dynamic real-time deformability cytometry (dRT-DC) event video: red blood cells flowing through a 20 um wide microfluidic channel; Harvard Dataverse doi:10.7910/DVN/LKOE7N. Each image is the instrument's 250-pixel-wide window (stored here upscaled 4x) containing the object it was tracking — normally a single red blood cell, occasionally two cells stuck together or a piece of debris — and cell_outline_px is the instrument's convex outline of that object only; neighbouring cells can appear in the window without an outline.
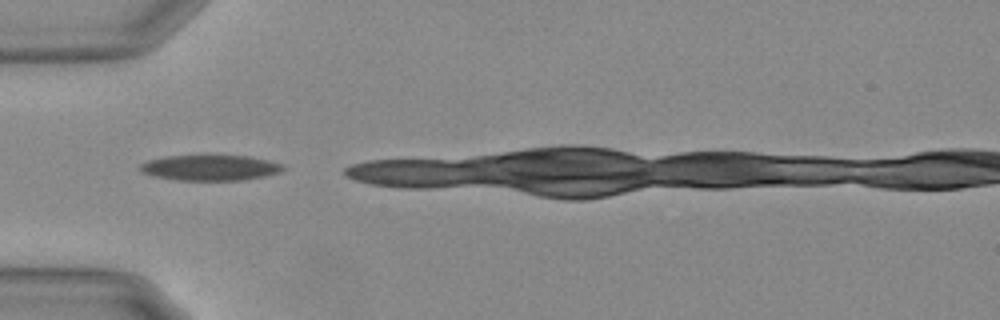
{"species": "Egyptian fruit bat (a non-hibernating species)", "species_latin": "Rousettus aegyptiacus", "temperature_condition": "warm", "stored_images_in_passage": 4, "camera_frame_rate_fps": 3000, "um_per_image_px": 0.085, "animal": {"sex": "female"}, "frame": {"image": 1, "passage_image": 1, "time_ms": 0.0, "image_size_px": [1000, 320], "cell_outline_px": [[284, 168], [276, 172], [264, 176], [240, 180], [176, 180], [156, 176], [144, 172], [140, 168], [140, 164], [148, 160], [164, 156], [248, 156], [280, 164]], "centroid_in_image_um": [17.8, 14.26], "position_along_channel_um": 67.2, "area_um2": 20.63}}